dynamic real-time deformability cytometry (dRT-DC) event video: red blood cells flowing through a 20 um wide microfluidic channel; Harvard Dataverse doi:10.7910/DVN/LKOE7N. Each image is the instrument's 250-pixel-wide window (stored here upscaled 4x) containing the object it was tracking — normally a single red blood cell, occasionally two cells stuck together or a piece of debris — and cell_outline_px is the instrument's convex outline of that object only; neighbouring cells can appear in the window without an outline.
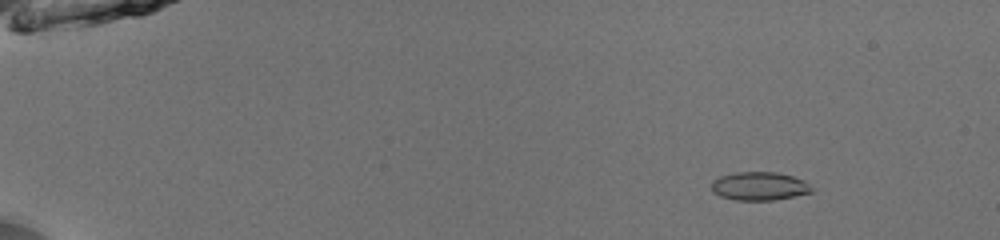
{"species": "common noctule bat (a hibernating species)", "species_latin": "Nyctalus noctula", "temperature_condition": "room temperature", "stored_images_in_passage": 53, "camera_frame_rate_fps": 3000, "um_per_image_px": 0.085, "animal": {"sex": "male", "body_mass_g": 13.0, "forearm_length_mm": 53.1}, "frame": {"image": 1, "passage_image": 8, "time_ms": 2.333, "image_size_px": [1000, 240], "cell_outline_px": [[812, 192], [772, 200], [736, 200], [720, 196], [712, 192], [712, 180], [720, 176], [736, 172], [776, 172], [792, 176], [804, 180], [812, 188]], "centroid_in_image_um": [64.51, 15.81], "position_along_channel_um": 20.5, "area_um2": 16.47}}
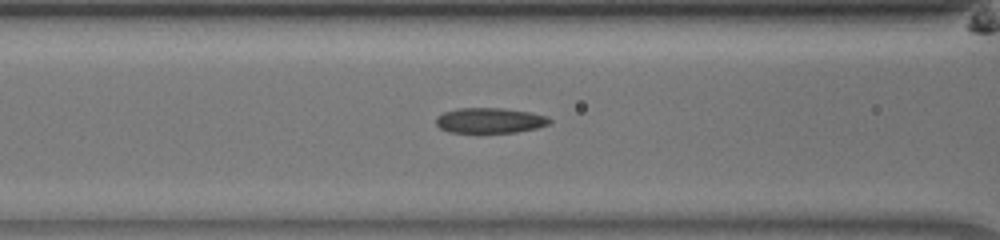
{"frame": {"image": 2, "passage_image": 25, "time_ms": 8.0, "image_size_px": [1000, 240], "cell_outline_px": [[552, 120], [548, 124], [536, 128], [516, 132], [448, 132], [440, 128], [436, 124], [436, 116], [444, 112], [456, 108], [504, 108], [528, 112], [548, 116]], "centroid_in_image_um": [41.62, 10.23], "position_along_channel_um": 125.0, "area_um2": 16.7}}
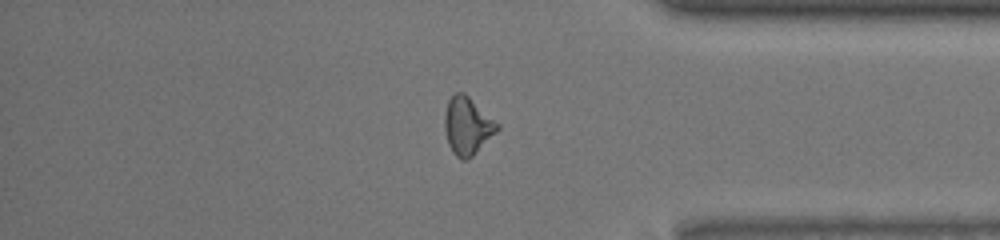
{"frame": {"image": 3, "passage_image": 46, "time_ms": 15.0, "image_size_px": [1000, 240], "cell_outline_px": [[500, 128], [468, 160], [460, 160], [452, 152], [448, 144], [444, 128], [444, 116], [448, 100], [456, 92], [464, 92], [500, 124]], "centroid_in_image_um": [39.72, 10.7], "position_along_channel_um": 395.5, "area_um2": 17.69}, "authors_computed_cell_mechanics": {"area_um2": 16.762, "velocity_mm_per_s": 3.9958, "shape_relaxation_time_tau1_ms": null, "shape_relaxation_time_tau2_ms": 2.2902, "deformation_change_tau1": null, "deformation_change_tau2": 0.0947}}